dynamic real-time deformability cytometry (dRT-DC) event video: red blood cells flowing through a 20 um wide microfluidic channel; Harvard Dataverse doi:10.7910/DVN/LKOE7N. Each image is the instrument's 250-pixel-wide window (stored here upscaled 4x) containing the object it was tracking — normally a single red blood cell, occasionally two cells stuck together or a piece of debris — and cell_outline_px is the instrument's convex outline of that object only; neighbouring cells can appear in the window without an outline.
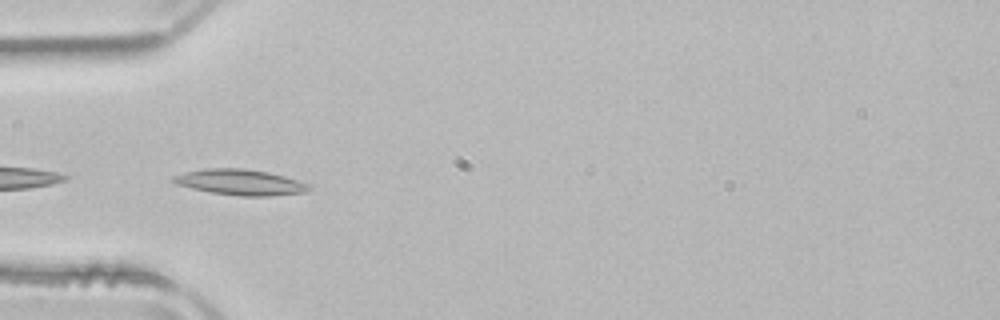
{"species": "common noctule bat (a hibernating species)", "species_latin": "Nyctalus noctula", "temperature_condition": "room temperature", "stored_images_in_passage": 16, "camera_frame_rate_fps": 3000, "um_per_image_px": 0.085, "animal": {"sex": "male", "body_mass_g": 21.5, "forearm_length_mm": 52.0}, "frame": {"image": 1, "passage_image": 12, "time_ms": 3.667, "image_size_px": [1000, 320], "cell_outline_px": [[312, 188], [308, 192], [268, 196], [240, 196], [212, 192], [192, 188], [176, 184], [168, 180], [172, 176], [184, 172], [204, 168], [244, 168], [268, 172], [284, 176], [308, 184]], "centroid_in_image_um": [20.39, 15.48], "position_along_channel_um": 64.6, "area_um2": 20.4}}